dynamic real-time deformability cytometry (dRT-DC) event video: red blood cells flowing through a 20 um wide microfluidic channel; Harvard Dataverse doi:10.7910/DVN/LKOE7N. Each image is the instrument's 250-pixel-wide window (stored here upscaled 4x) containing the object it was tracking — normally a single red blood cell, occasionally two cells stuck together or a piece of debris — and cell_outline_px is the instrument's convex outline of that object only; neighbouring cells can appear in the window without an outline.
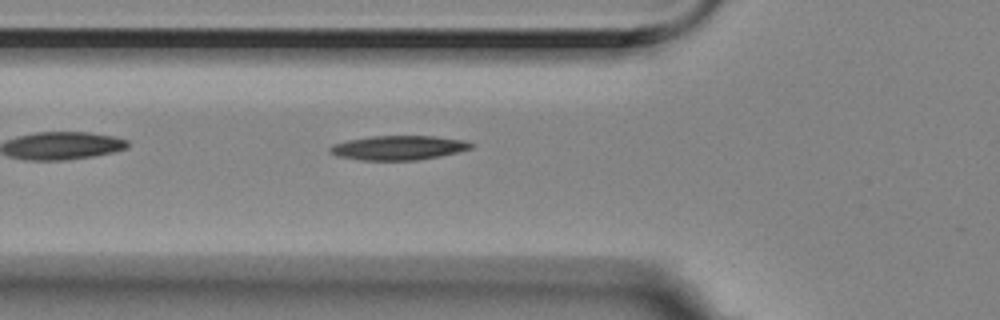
{"species": "Egyptian fruit bat (a non-hibernating species)", "species_latin": "Rousettus aegyptiacus", "temperature_condition": "room temperature", "stored_images_in_passage": 5, "segment_of_instrument_passage": [2, 2], "camera_frame_rate_fps": 3000, "um_per_image_px": 0.085, "animal": {"sex": "female"}, "frame": {"image": 1, "passage_image": 5, "time_ms": 1.333, "image_size_px": [1000, 320], "cell_outline_px": [[476, 144], [472, 148], [440, 156], [416, 160], [360, 160], [336, 156], [328, 152], [328, 148], [332, 144], [348, 140], [372, 136], [436, 136], [468, 140]], "centroid_in_image_um": [33.88, 12.55], "position_along_channel_um": 91.9, "area_um2": 20.23}}